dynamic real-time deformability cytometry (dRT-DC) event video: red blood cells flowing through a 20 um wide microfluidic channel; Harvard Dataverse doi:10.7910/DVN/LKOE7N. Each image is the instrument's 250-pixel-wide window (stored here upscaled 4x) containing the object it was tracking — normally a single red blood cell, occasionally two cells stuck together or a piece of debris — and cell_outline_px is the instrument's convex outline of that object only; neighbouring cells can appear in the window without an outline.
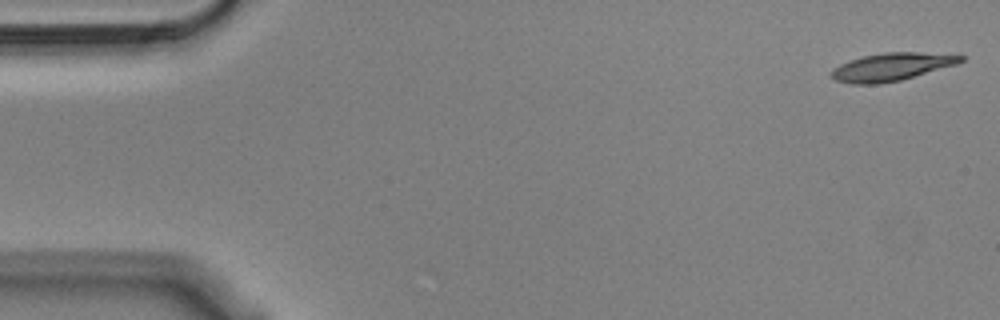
{"species": "Egyptian fruit bat (a non-hibernating species)", "species_latin": "Rousettus aegyptiacus", "temperature_condition": "cold", "stored_images_in_passage": 54, "camera_frame_rate_fps": 3000, "um_per_image_px": 0.085, "animal": {"sex": "male"}, "frame": {"image": 1, "passage_image": 1, "time_ms": 0.0, "image_size_px": [1000, 320], "cell_outline_px": [[964, 60], [956, 64], [900, 80], [880, 84], [852, 84], [836, 80], [828, 76], [832, 68], [840, 64], [864, 56], [884, 52], [916, 52], [964, 56]], "centroid_in_image_um": [75.71, 5.69], "position_along_channel_um": 9.3, "area_um2": 20.69}}
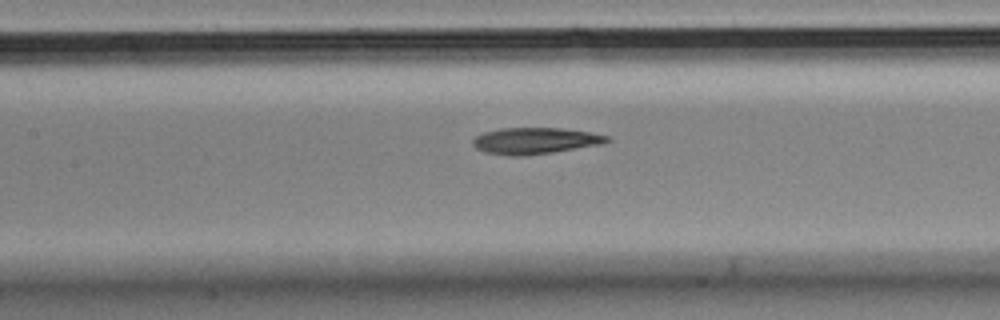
{"frame": {"image": 2, "passage_image": 24, "time_ms": 7.667, "image_size_px": [1000, 320], "cell_outline_px": [[612, 140], [604, 144], [552, 152], [520, 156], [512, 156], [484, 152], [476, 148], [472, 144], [472, 140], [476, 136], [484, 132], [500, 128], [560, 128], [588, 132], [612, 136]], "centroid_in_image_um": [45.51, 11.96], "position_along_channel_um": 161.9, "area_um2": 20.69}}
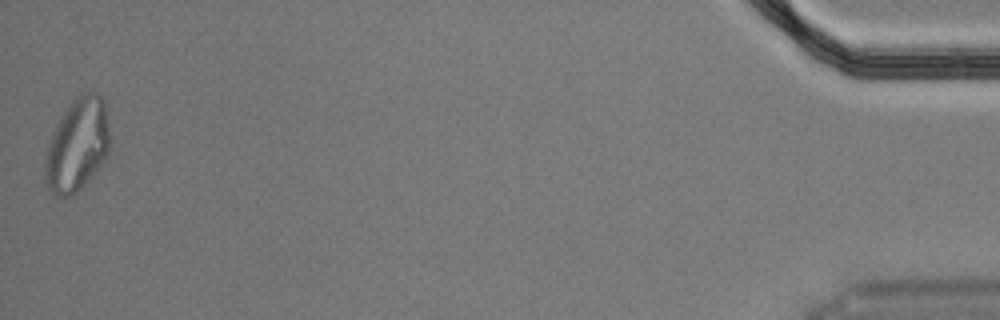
{"frame": {"image": 3, "passage_image": 54, "time_ms": 17.667, "image_size_px": [1000, 320], "cell_outline_px": [[108, 152], [104, 160], [92, 176], [72, 196], [56, 196], [48, 188], [44, 172], [44, 160], [48, 144], [60, 116], [72, 100], [80, 92], [96, 92], [104, 100], [108, 124]], "centroid_in_image_um": [6.55, 12.3], "position_along_channel_um": 428.7, "area_um2": 34.91}, "authors_computed_cell_mechanics": {"area_um2": 21.3282, "velocity_mm_per_s": 3.6186, "shape_relaxation_time_tau1_ms": null, "shape_relaxation_time_tau2_ms": 3.998, "deformation_change_tau1": null, "deformation_change_tau2": 0.1263}}